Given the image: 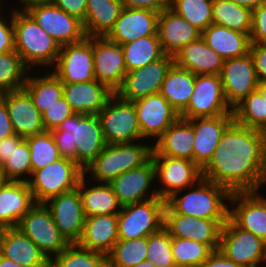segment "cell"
Instances as JSON below:
<instances>
[{
	"instance_id": "6da1fadb",
	"label": "cell",
	"mask_w": 266,
	"mask_h": 267,
	"mask_svg": "<svg viewBox=\"0 0 266 267\" xmlns=\"http://www.w3.org/2000/svg\"><path fill=\"white\" fill-rule=\"evenodd\" d=\"M266 167V133L238 124L225 129L202 177L230 193L260 191Z\"/></svg>"
},
{
	"instance_id": "7a4b0ae2",
	"label": "cell",
	"mask_w": 266,
	"mask_h": 267,
	"mask_svg": "<svg viewBox=\"0 0 266 267\" xmlns=\"http://www.w3.org/2000/svg\"><path fill=\"white\" fill-rule=\"evenodd\" d=\"M50 132L60 155L83 170L106 146L98 115L74 113Z\"/></svg>"
},
{
	"instance_id": "3957f363",
	"label": "cell",
	"mask_w": 266,
	"mask_h": 267,
	"mask_svg": "<svg viewBox=\"0 0 266 267\" xmlns=\"http://www.w3.org/2000/svg\"><path fill=\"white\" fill-rule=\"evenodd\" d=\"M13 26L15 51L25 66L30 71L34 70L32 73L37 69L40 71L41 68L52 69L61 48L54 38L47 34L26 11L13 10Z\"/></svg>"
},
{
	"instance_id": "277c9868",
	"label": "cell",
	"mask_w": 266,
	"mask_h": 267,
	"mask_svg": "<svg viewBox=\"0 0 266 267\" xmlns=\"http://www.w3.org/2000/svg\"><path fill=\"white\" fill-rule=\"evenodd\" d=\"M230 195L226 188L202 177L194 185L174 193L166 200V204L181 215L203 219H228L227 202Z\"/></svg>"
},
{
	"instance_id": "5b68a950",
	"label": "cell",
	"mask_w": 266,
	"mask_h": 267,
	"mask_svg": "<svg viewBox=\"0 0 266 267\" xmlns=\"http://www.w3.org/2000/svg\"><path fill=\"white\" fill-rule=\"evenodd\" d=\"M83 175V169L76 162L62 157L34 171L28 185L35 203L44 204L61 193L77 188Z\"/></svg>"
},
{
	"instance_id": "8992f818",
	"label": "cell",
	"mask_w": 266,
	"mask_h": 267,
	"mask_svg": "<svg viewBox=\"0 0 266 267\" xmlns=\"http://www.w3.org/2000/svg\"><path fill=\"white\" fill-rule=\"evenodd\" d=\"M97 115L106 144L144 140L133 101L123 100L114 93Z\"/></svg>"
},
{
	"instance_id": "52a82bcc",
	"label": "cell",
	"mask_w": 266,
	"mask_h": 267,
	"mask_svg": "<svg viewBox=\"0 0 266 267\" xmlns=\"http://www.w3.org/2000/svg\"><path fill=\"white\" fill-rule=\"evenodd\" d=\"M166 201L156 197L121 207L118 217V239L147 237L164 227Z\"/></svg>"
},
{
	"instance_id": "ba28073f",
	"label": "cell",
	"mask_w": 266,
	"mask_h": 267,
	"mask_svg": "<svg viewBox=\"0 0 266 267\" xmlns=\"http://www.w3.org/2000/svg\"><path fill=\"white\" fill-rule=\"evenodd\" d=\"M16 228L30 238L49 261L70 245L61 235L45 204L35 203Z\"/></svg>"
},
{
	"instance_id": "9c48e42d",
	"label": "cell",
	"mask_w": 266,
	"mask_h": 267,
	"mask_svg": "<svg viewBox=\"0 0 266 267\" xmlns=\"http://www.w3.org/2000/svg\"><path fill=\"white\" fill-rule=\"evenodd\" d=\"M218 250L244 267H258L266 262V242L237 227L229 218L222 227Z\"/></svg>"
},
{
	"instance_id": "30bf717a",
	"label": "cell",
	"mask_w": 266,
	"mask_h": 267,
	"mask_svg": "<svg viewBox=\"0 0 266 267\" xmlns=\"http://www.w3.org/2000/svg\"><path fill=\"white\" fill-rule=\"evenodd\" d=\"M220 115H233V109L224 95L220 75H196L190 102L180 113V118L190 120Z\"/></svg>"
},
{
	"instance_id": "8fae6325",
	"label": "cell",
	"mask_w": 266,
	"mask_h": 267,
	"mask_svg": "<svg viewBox=\"0 0 266 267\" xmlns=\"http://www.w3.org/2000/svg\"><path fill=\"white\" fill-rule=\"evenodd\" d=\"M155 164L158 197L167 200L174 193L194 185L202 178L201 169L191 160L170 156H151ZM160 187V188H159Z\"/></svg>"
},
{
	"instance_id": "7c38bea8",
	"label": "cell",
	"mask_w": 266,
	"mask_h": 267,
	"mask_svg": "<svg viewBox=\"0 0 266 267\" xmlns=\"http://www.w3.org/2000/svg\"><path fill=\"white\" fill-rule=\"evenodd\" d=\"M227 219H203L175 213L167 204L164 209V228L171 237L189 238L219 249L220 234Z\"/></svg>"
},
{
	"instance_id": "4fadbf2b",
	"label": "cell",
	"mask_w": 266,
	"mask_h": 267,
	"mask_svg": "<svg viewBox=\"0 0 266 267\" xmlns=\"http://www.w3.org/2000/svg\"><path fill=\"white\" fill-rule=\"evenodd\" d=\"M51 71L62 83L95 80L93 67V37L61 46L56 64Z\"/></svg>"
},
{
	"instance_id": "5bb4252c",
	"label": "cell",
	"mask_w": 266,
	"mask_h": 267,
	"mask_svg": "<svg viewBox=\"0 0 266 267\" xmlns=\"http://www.w3.org/2000/svg\"><path fill=\"white\" fill-rule=\"evenodd\" d=\"M173 63L174 57L165 54L159 60L127 72L121 87L115 93L126 101L160 93L162 82Z\"/></svg>"
},
{
	"instance_id": "9a60e30c",
	"label": "cell",
	"mask_w": 266,
	"mask_h": 267,
	"mask_svg": "<svg viewBox=\"0 0 266 267\" xmlns=\"http://www.w3.org/2000/svg\"><path fill=\"white\" fill-rule=\"evenodd\" d=\"M133 102L141 136L146 143L150 142L153 145V142H156L164 131L180 118L179 112L160 93L145 96Z\"/></svg>"
},
{
	"instance_id": "2e32d148",
	"label": "cell",
	"mask_w": 266,
	"mask_h": 267,
	"mask_svg": "<svg viewBox=\"0 0 266 267\" xmlns=\"http://www.w3.org/2000/svg\"><path fill=\"white\" fill-rule=\"evenodd\" d=\"M26 12L60 47L80 42L86 37L82 22L53 3L36 5Z\"/></svg>"
},
{
	"instance_id": "e0dca14e",
	"label": "cell",
	"mask_w": 266,
	"mask_h": 267,
	"mask_svg": "<svg viewBox=\"0 0 266 267\" xmlns=\"http://www.w3.org/2000/svg\"><path fill=\"white\" fill-rule=\"evenodd\" d=\"M220 77L226 101L232 109L255 91L259 83L249 53L242 57L225 59Z\"/></svg>"
},
{
	"instance_id": "ac0fdd59",
	"label": "cell",
	"mask_w": 266,
	"mask_h": 267,
	"mask_svg": "<svg viewBox=\"0 0 266 267\" xmlns=\"http://www.w3.org/2000/svg\"><path fill=\"white\" fill-rule=\"evenodd\" d=\"M44 204L51 211L61 235L69 244H77L86 219L78 188L61 193Z\"/></svg>"
},
{
	"instance_id": "d6986e66",
	"label": "cell",
	"mask_w": 266,
	"mask_h": 267,
	"mask_svg": "<svg viewBox=\"0 0 266 267\" xmlns=\"http://www.w3.org/2000/svg\"><path fill=\"white\" fill-rule=\"evenodd\" d=\"M155 183V164L150 158L142 166L120 174L109 184L118 203L123 207L158 197L156 188H152L155 187Z\"/></svg>"
},
{
	"instance_id": "ffe728a7",
	"label": "cell",
	"mask_w": 266,
	"mask_h": 267,
	"mask_svg": "<svg viewBox=\"0 0 266 267\" xmlns=\"http://www.w3.org/2000/svg\"><path fill=\"white\" fill-rule=\"evenodd\" d=\"M93 67L95 80L115 93L127 73L121 44L106 36H93Z\"/></svg>"
},
{
	"instance_id": "44dd1931",
	"label": "cell",
	"mask_w": 266,
	"mask_h": 267,
	"mask_svg": "<svg viewBox=\"0 0 266 267\" xmlns=\"http://www.w3.org/2000/svg\"><path fill=\"white\" fill-rule=\"evenodd\" d=\"M228 203V218L266 242V196L259 191L234 192Z\"/></svg>"
},
{
	"instance_id": "7402d4cb",
	"label": "cell",
	"mask_w": 266,
	"mask_h": 267,
	"mask_svg": "<svg viewBox=\"0 0 266 267\" xmlns=\"http://www.w3.org/2000/svg\"><path fill=\"white\" fill-rule=\"evenodd\" d=\"M0 98L5 102L16 135L26 138L46 132L42 114L24 88L0 94Z\"/></svg>"
},
{
	"instance_id": "603a6c76",
	"label": "cell",
	"mask_w": 266,
	"mask_h": 267,
	"mask_svg": "<svg viewBox=\"0 0 266 267\" xmlns=\"http://www.w3.org/2000/svg\"><path fill=\"white\" fill-rule=\"evenodd\" d=\"M194 129L193 162L202 169L212 158L225 129L234 115L198 117L188 120Z\"/></svg>"
},
{
	"instance_id": "cb8c5ba5",
	"label": "cell",
	"mask_w": 266,
	"mask_h": 267,
	"mask_svg": "<svg viewBox=\"0 0 266 267\" xmlns=\"http://www.w3.org/2000/svg\"><path fill=\"white\" fill-rule=\"evenodd\" d=\"M158 18L159 13L152 10L124 7L106 37L122 45L141 37L158 35Z\"/></svg>"
},
{
	"instance_id": "d4e9b609",
	"label": "cell",
	"mask_w": 266,
	"mask_h": 267,
	"mask_svg": "<svg viewBox=\"0 0 266 267\" xmlns=\"http://www.w3.org/2000/svg\"><path fill=\"white\" fill-rule=\"evenodd\" d=\"M0 254L23 267H50V261L18 228H2Z\"/></svg>"
},
{
	"instance_id": "484cf974",
	"label": "cell",
	"mask_w": 266,
	"mask_h": 267,
	"mask_svg": "<svg viewBox=\"0 0 266 267\" xmlns=\"http://www.w3.org/2000/svg\"><path fill=\"white\" fill-rule=\"evenodd\" d=\"M157 34L163 52L172 56L201 37L198 29L171 9L159 13Z\"/></svg>"
},
{
	"instance_id": "4316f807",
	"label": "cell",
	"mask_w": 266,
	"mask_h": 267,
	"mask_svg": "<svg viewBox=\"0 0 266 267\" xmlns=\"http://www.w3.org/2000/svg\"><path fill=\"white\" fill-rule=\"evenodd\" d=\"M113 94L114 92L97 80L63 83V97L73 111L79 114L97 115Z\"/></svg>"
},
{
	"instance_id": "83f0119b",
	"label": "cell",
	"mask_w": 266,
	"mask_h": 267,
	"mask_svg": "<svg viewBox=\"0 0 266 267\" xmlns=\"http://www.w3.org/2000/svg\"><path fill=\"white\" fill-rule=\"evenodd\" d=\"M34 205L28 182L7 181L0 190V227H17Z\"/></svg>"
},
{
	"instance_id": "f1b7e54d",
	"label": "cell",
	"mask_w": 266,
	"mask_h": 267,
	"mask_svg": "<svg viewBox=\"0 0 266 267\" xmlns=\"http://www.w3.org/2000/svg\"><path fill=\"white\" fill-rule=\"evenodd\" d=\"M117 214L86 217L80 247L105 254L112 251L118 241Z\"/></svg>"
},
{
	"instance_id": "f546056e",
	"label": "cell",
	"mask_w": 266,
	"mask_h": 267,
	"mask_svg": "<svg viewBox=\"0 0 266 267\" xmlns=\"http://www.w3.org/2000/svg\"><path fill=\"white\" fill-rule=\"evenodd\" d=\"M174 63L195 75H220L224 59L200 37L175 53Z\"/></svg>"
},
{
	"instance_id": "4dcf8cb0",
	"label": "cell",
	"mask_w": 266,
	"mask_h": 267,
	"mask_svg": "<svg viewBox=\"0 0 266 267\" xmlns=\"http://www.w3.org/2000/svg\"><path fill=\"white\" fill-rule=\"evenodd\" d=\"M194 129L185 119L179 118L153 143L151 156H170L193 161Z\"/></svg>"
},
{
	"instance_id": "1f68e13d",
	"label": "cell",
	"mask_w": 266,
	"mask_h": 267,
	"mask_svg": "<svg viewBox=\"0 0 266 267\" xmlns=\"http://www.w3.org/2000/svg\"><path fill=\"white\" fill-rule=\"evenodd\" d=\"M77 188L86 217L118 214L120 212L121 206L109 183L89 181L83 175Z\"/></svg>"
},
{
	"instance_id": "d6a6232c",
	"label": "cell",
	"mask_w": 266,
	"mask_h": 267,
	"mask_svg": "<svg viewBox=\"0 0 266 267\" xmlns=\"http://www.w3.org/2000/svg\"><path fill=\"white\" fill-rule=\"evenodd\" d=\"M201 38L224 60L247 55L251 45L249 34L213 23L201 33Z\"/></svg>"
},
{
	"instance_id": "836d02e7",
	"label": "cell",
	"mask_w": 266,
	"mask_h": 267,
	"mask_svg": "<svg viewBox=\"0 0 266 267\" xmlns=\"http://www.w3.org/2000/svg\"><path fill=\"white\" fill-rule=\"evenodd\" d=\"M82 26L86 37L106 36L124 9L122 0H86Z\"/></svg>"
},
{
	"instance_id": "e575fe53",
	"label": "cell",
	"mask_w": 266,
	"mask_h": 267,
	"mask_svg": "<svg viewBox=\"0 0 266 267\" xmlns=\"http://www.w3.org/2000/svg\"><path fill=\"white\" fill-rule=\"evenodd\" d=\"M196 75L175 63L162 82L160 94L179 112L188 106L194 90Z\"/></svg>"
},
{
	"instance_id": "d590c367",
	"label": "cell",
	"mask_w": 266,
	"mask_h": 267,
	"mask_svg": "<svg viewBox=\"0 0 266 267\" xmlns=\"http://www.w3.org/2000/svg\"><path fill=\"white\" fill-rule=\"evenodd\" d=\"M31 72L29 71L23 88L28 92L34 105L42 114L56 103V100L63 97V83L51 70L37 75Z\"/></svg>"
},
{
	"instance_id": "8d00e7d4",
	"label": "cell",
	"mask_w": 266,
	"mask_h": 267,
	"mask_svg": "<svg viewBox=\"0 0 266 267\" xmlns=\"http://www.w3.org/2000/svg\"><path fill=\"white\" fill-rule=\"evenodd\" d=\"M121 46L127 72L144 67L165 55L158 35L141 37Z\"/></svg>"
},
{
	"instance_id": "74e56055",
	"label": "cell",
	"mask_w": 266,
	"mask_h": 267,
	"mask_svg": "<svg viewBox=\"0 0 266 267\" xmlns=\"http://www.w3.org/2000/svg\"><path fill=\"white\" fill-rule=\"evenodd\" d=\"M212 23L250 35L252 10L237 5L232 0H213Z\"/></svg>"
},
{
	"instance_id": "f35d334b",
	"label": "cell",
	"mask_w": 266,
	"mask_h": 267,
	"mask_svg": "<svg viewBox=\"0 0 266 267\" xmlns=\"http://www.w3.org/2000/svg\"><path fill=\"white\" fill-rule=\"evenodd\" d=\"M0 173L8 181L28 182L31 178L30 149L23 137L19 136L13 142V150L0 166Z\"/></svg>"
},
{
	"instance_id": "ab89813d",
	"label": "cell",
	"mask_w": 266,
	"mask_h": 267,
	"mask_svg": "<svg viewBox=\"0 0 266 267\" xmlns=\"http://www.w3.org/2000/svg\"><path fill=\"white\" fill-rule=\"evenodd\" d=\"M233 115L238 124L266 133V102L257 90L233 109Z\"/></svg>"
},
{
	"instance_id": "60d3db41",
	"label": "cell",
	"mask_w": 266,
	"mask_h": 267,
	"mask_svg": "<svg viewBox=\"0 0 266 267\" xmlns=\"http://www.w3.org/2000/svg\"><path fill=\"white\" fill-rule=\"evenodd\" d=\"M148 236L118 240L107 255L108 267H133L146 260Z\"/></svg>"
},
{
	"instance_id": "b9f144b4",
	"label": "cell",
	"mask_w": 266,
	"mask_h": 267,
	"mask_svg": "<svg viewBox=\"0 0 266 267\" xmlns=\"http://www.w3.org/2000/svg\"><path fill=\"white\" fill-rule=\"evenodd\" d=\"M29 71L15 50L0 53V94L23 88Z\"/></svg>"
},
{
	"instance_id": "7bdbcfd3",
	"label": "cell",
	"mask_w": 266,
	"mask_h": 267,
	"mask_svg": "<svg viewBox=\"0 0 266 267\" xmlns=\"http://www.w3.org/2000/svg\"><path fill=\"white\" fill-rule=\"evenodd\" d=\"M171 248L177 267H200L213 250L189 238L171 237Z\"/></svg>"
},
{
	"instance_id": "ee69618b",
	"label": "cell",
	"mask_w": 266,
	"mask_h": 267,
	"mask_svg": "<svg viewBox=\"0 0 266 267\" xmlns=\"http://www.w3.org/2000/svg\"><path fill=\"white\" fill-rule=\"evenodd\" d=\"M50 267H108L107 256L70 244L50 261Z\"/></svg>"
},
{
	"instance_id": "f6af8a7d",
	"label": "cell",
	"mask_w": 266,
	"mask_h": 267,
	"mask_svg": "<svg viewBox=\"0 0 266 267\" xmlns=\"http://www.w3.org/2000/svg\"><path fill=\"white\" fill-rule=\"evenodd\" d=\"M213 0H171V10L201 33L212 24Z\"/></svg>"
},
{
	"instance_id": "bcb514c9",
	"label": "cell",
	"mask_w": 266,
	"mask_h": 267,
	"mask_svg": "<svg viewBox=\"0 0 266 267\" xmlns=\"http://www.w3.org/2000/svg\"><path fill=\"white\" fill-rule=\"evenodd\" d=\"M24 139L30 149L32 173L62 158L50 131Z\"/></svg>"
},
{
	"instance_id": "7dc6e473",
	"label": "cell",
	"mask_w": 266,
	"mask_h": 267,
	"mask_svg": "<svg viewBox=\"0 0 266 267\" xmlns=\"http://www.w3.org/2000/svg\"><path fill=\"white\" fill-rule=\"evenodd\" d=\"M83 171L85 177L92 179L93 182L110 183L118 176L117 144H106L105 148Z\"/></svg>"
},
{
	"instance_id": "c3c4849f",
	"label": "cell",
	"mask_w": 266,
	"mask_h": 267,
	"mask_svg": "<svg viewBox=\"0 0 266 267\" xmlns=\"http://www.w3.org/2000/svg\"><path fill=\"white\" fill-rule=\"evenodd\" d=\"M152 150L153 145L149 142L145 144L144 140L117 144L118 176L146 163L151 158Z\"/></svg>"
},
{
	"instance_id": "681fc988",
	"label": "cell",
	"mask_w": 266,
	"mask_h": 267,
	"mask_svg": "<svg viewBox=\"0 0 266 267\" xmlns=\"http://www.w3.org/2000/svg\"><path fill=\"white\" fill-rule=\"evenodd\" d=\"M146 260L156 267H177L172 255L171 236L164 227L148 236Z\"/></svg>"
},
{
	"instance_id": "f907efd6",
	"label": "cell",
	"mask_w": 266,
	"mask_h": 267,
	"mask_svg": "<svg viewBox=\"0 0 266 267\" xmlns=\"http://www.w3.org/2000/svg\"><path fill=\"white\" fill-rule=\"evenodd\" d=\"M74 113L64 97L56 100V103L42 113V120L46 131L57 129L66 118Z\"/></svg>"
},
{
	"instance_id": "816d5d0a",
	"label": "cell",
	"mask_w": 266,
	"mask_h": 267,
	"mask_svg": "<svg viewBox=\"0 0 266 267\" xmlns=\"http://www.w3.org/2000/svg\"><path fill=\"white\" fill-rule=\"evenodd\" d=\"M6 3L5 0H0V53H7L15 50L13 10H10V13L6 14V12H4L6 11L4 10L6 9L5 6H7L5 5ZM6 15L9 16L6 17Z\"/></svg>"
},
{
	"instance_id": "f5cc1de1",
	"label": "cell",
	"mask_w": 266,
	"mask_h": 267,
	"mask_svg": "<svg viewBox=\"0 0 266 267\" xmlns=\"http://www.w3.org/2000/svg\"><path fill=\"white\" fill-rule=\"evenodd\" d=\"M251 43L266 45V3L252 10Z\"/></svg>"
},
{
	"instance_id": "db71d44e",
	"label": "cell",
	"mask_w": 266,
	"mask_h": 267,
	"mask_svg": "<svg viewBox=\"0 0 266 267\" xmlns=\"http://www.w3.org/2000/svg\"><path fill=\"white\" fill-rule=\"evenodd\" d=\"M249 54L252 57L259 82H266V45L251 43Z\"/></svg>"
},
{
	"instance_id": "11a10c76",
	"label": "cell",
	"mask_w": 266,
	"mask_h": 267,
	"mask_svg": "<svg viewBox=\"0 0 266 267\" xmlns=\"http://www.w3.org/2000/svg\"><path fill=\"white\" fill-rule=\"evenodd\" d=\"M52 3L66 12L68 15L76 17L81 22L86 15V0H52Z\"/></svg>"
},
{
	"instance_id": "9f6ffc18",
	"label": "cell",
	"mask_w": 266,
	"mask_h": 267,
	"mask_svg": "<svg viewBox=\"0 0 266 267\" xmlns=\"http://www.w3.org/2000/svg\"><path fill=\"white\" fill-rule=\"evenodd\" d=\"M124 7L134 9L152 10L161 13L171 9V0H122Z\"/></svg>"
},
{
	"instance_id": "6f0895ef",
	"label": "cell",
	"mask_w": 266,
	"mask_h": 267,
	"mask_svg": "<svg viewBox=\"0 0 266 267\" xmlns=\"http://www.w3.org/2000/svg\"><path fill=\"white\" fill-rule=\"evenodd\" d=\"M200 267H244L229 260L220 250L213 251Z\"/></svg>"
},
{
	"instance_id": "680465c9",
	"label": "cell",
	"mask_w": 266,
	"mask_h": 267,
	"mask_svg": "<svg viewBox=\"0 0 266 267\" xmlns=\"http://www.w3.org/2000/svg\"><path fill=\"white\" fill-rule=\"evenodd\" d=\"M15 135L5 102L0 98V140Z\"/></svg>"
},
{
	"instance_id": "91938a15",
	"label": "cell",
	"mask_w": 266,
	"mask_h": 267,
	"mask_svg": "<svg viewBox=\"0 0 266 267\" xmlns=\"http://www.w3.org/2000/svg\"><path fill=\"white\" fill-rule=\"evenodd\" d=\"M20 135H10L6 138L0 140V166L8 159L10 153L13 150V142L19 137Z\"/></svg>"
},
{
	"instance_id": "94428289",
	"label": "cell",
	"mask_w": 266,
	"mask_h": 267,
	"mask_svg": "<svg viewBox=\"0 0 266 267\" xmlns=\"http://www.w3.org/2000/svg\"><path fill=\"white\" fill-rule=\"evenodd\" d=\"M18 4L20 2L21 5V8L18 7L17 9V6L16 7H12L11 10H15V11H26L28 10L29 8L33 7V6H36V5H42V4H49V3H52V0H19L17 1Z\"/></svg>"
},
{
	"instance_id": "6125c7cd",
	"label": "cell",
	"mask_w": 266,
	"mask_h": 267,
	"mask_svg": "<svg viewBox=\"0 0 266 267\" xmlns=\"http://www.w3.org/2000/svg\"><path fill=\"white\" fill-rule=\"evenodd\" d=\"M237 5L249 8L251 10L259 7L261 4L266 3V0H232Z\"/></svg>"
},
{
	"instance_id": "be15d7a7",
	"label": "cell",
	"mask_w": 266,
	"mask_h": 267,
	"mask_svg": "<svg viewBox=\"0 0 266 267\" xmlns=\"http://www.w3.org/2000/svg\"><path fill=\"white\" fill-rule=\"evenodd\" d=\"M0 267H23V266L19 263H16L10 259L3 257L0 254Z\"/></svg>"
},
{
	"instance_id": "e7e4bbea",
	"label": "cell",
	"mask_w": 266,
	"mask_h": 267,
	"mask_svg": "<svg viewBox=\"0 0 266 267\" xmlns=\"http://www.w3.org/2000/svg\"><path fill=\"white\" fill-rule=\"evenodd\" d=\"M256 90L261 94L262 98L266 102V82H259Z\"/></svg>"
},
{
	"instance_id": "03108f58",
	"label": "cell",
	"mask_w": 266,
	"mask_h": 267,
	"mask_svg": "<svg viewBox=\"0 0 266 267\" xmlns=\"http://www.w3.org/2000/svg\"><path fill=\"white\" fill-rule=\"evenodd\" d=\"M133 267H156L153 263H151L148 260H144L141 263L137 264L136 266Z\"/></svg>"
},
{
	"instance_id": "003e7915",
	"label": "cell",
	"mask_w": 266,
	"mask_h": 267,
	"mask_svg": "<svg viewBox=\"0 0 266 267\" xmlns=\"http://www.w3.org/2000/svg\"><path fill=\"white\" fill-rule=\"evenodd\" d=\"M7 181L8 180L5 179L4 176L0 173V190Z\"/></svg>"
},
{
	"instance_id": "a7ac6f4b",
	"label": "cell",
	"mask_w": 266,
	"mask_h": 267,
	"mask_svg": "<svg viewBox=\"0 0 266 267\" xmlns=\"http://www.w3.org/2000/svg\"><path fill=\"white\" fill-rule=\"evenodd\" d=\"M264 184L266 185V167H265V170H264V176H263L262 186Z\"/></svg>"
},
{
	"instance_id": "89a4df30",
	"label": "cell",
	"mask_w": 266,
	"mask_h": 267,
	"mask_svg": "<svg viewBox=\"0 0 266 267\" xmlns=\"http://www.w3.org/2000/svg\"><path fill=\"white\" fill-rule=\"evenodd\" d=\"M261 265H259L258 267H260ZM262 266L263 267H266V262L265 263H262Z\"/></svg>"
}]
</instances>
